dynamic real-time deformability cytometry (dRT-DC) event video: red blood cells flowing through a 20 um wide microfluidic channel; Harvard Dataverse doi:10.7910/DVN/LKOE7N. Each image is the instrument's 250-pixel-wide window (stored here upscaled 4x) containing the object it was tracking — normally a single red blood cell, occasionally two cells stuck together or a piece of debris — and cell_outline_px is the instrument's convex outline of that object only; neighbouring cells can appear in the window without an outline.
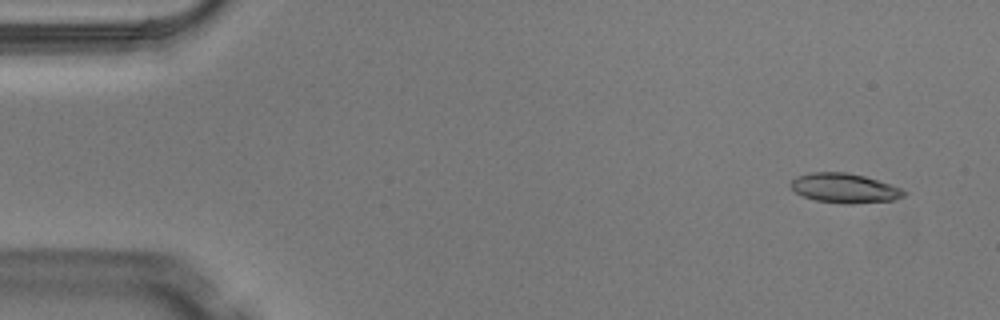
{"species": "Egyptian fruit bat (a non-hibernating species)", "species_latin": "Rousettus aegyptiacus", "temperature_condition": "warm", "stored_images_in_passage": 4, "camera_frame_rate_fps": 3000, "um_per_image_px": 0.085, "animal": {"sex": "male"}, "frame": {"image": 1, "passage_image": 1, "time_ms": 0.0, "image_size_px": [1000, 320], "cell_outline_px": [[908, 192], [904, 196], [896, 200], [852, 204], [848, 204], [816, 200], [804, 196], [796, 192], [788, 184], [796, 176], [812, 172], [848, 172], [864, 176], [900, 188]], "centroid_in_image_um": [71.78, 15.99], "position_along_channel_um": 13.2, "area_um2": 19.42}}
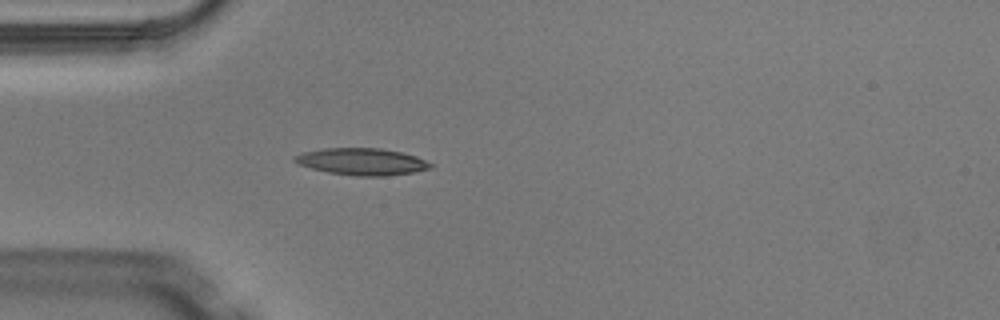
{"frame": {"image": 2, "passage_image": 4, "time_ms": 1.0, "image_size_px": [1000, 320], "cell_outline_px": [[432, 168], [412, 172], [380, 176], [356, 176], [328, 172], [296, 164], [292, 160], [292, 156], [300, 152], [324, 148], [380, 148], [400, 152], [416, 156], [432, 164]], "centroid_in_image_um": [30.68, 13.73], "position_along_channel_um": 54.3, "area_um2": 21.27}}